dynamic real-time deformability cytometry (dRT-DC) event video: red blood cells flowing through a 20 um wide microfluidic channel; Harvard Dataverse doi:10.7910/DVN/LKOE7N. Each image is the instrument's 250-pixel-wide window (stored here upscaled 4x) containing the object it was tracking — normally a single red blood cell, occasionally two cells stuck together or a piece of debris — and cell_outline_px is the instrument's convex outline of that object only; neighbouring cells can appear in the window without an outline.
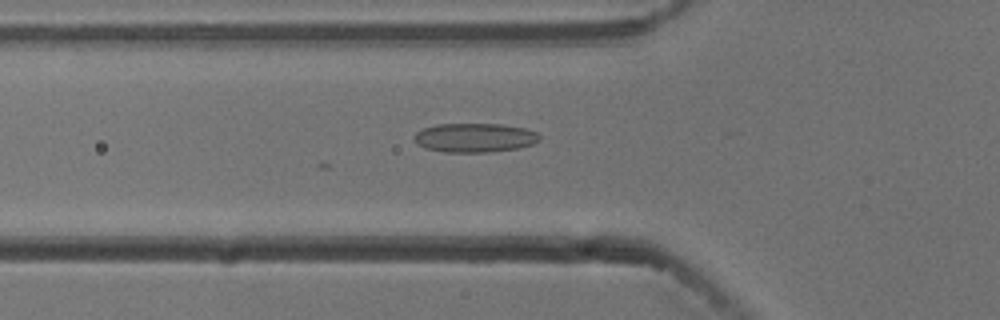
{"species": "common noctule bat (a hibernating species)", "species_latin": "Nyctalus noctula", "temperature_condition": "cold", "stored_images_in_passage": 4, "camera_frame_rate_fps": 3000, "um_per_image_px": 0.085, "animal": {"sex": "male", "body_mass_g": 13.3}, "frame": {"image": 1, "passage_image": 4, "time_ms": 1.0, "image_size_px": [1000, 320], "cell_outline_px": [[540, 140], [532, 144], [520, 148], [488, 152], [444, 152], [424, 148], [412, 136], [416, 132], [424, 128], [436, 124], [500, 124], [524, 128], [536, 132], [540, 136]], "centroid_in_image_um": [40.35, 11.7], "position_along_channel_um": 85.4, "area_um2": 21.21}}